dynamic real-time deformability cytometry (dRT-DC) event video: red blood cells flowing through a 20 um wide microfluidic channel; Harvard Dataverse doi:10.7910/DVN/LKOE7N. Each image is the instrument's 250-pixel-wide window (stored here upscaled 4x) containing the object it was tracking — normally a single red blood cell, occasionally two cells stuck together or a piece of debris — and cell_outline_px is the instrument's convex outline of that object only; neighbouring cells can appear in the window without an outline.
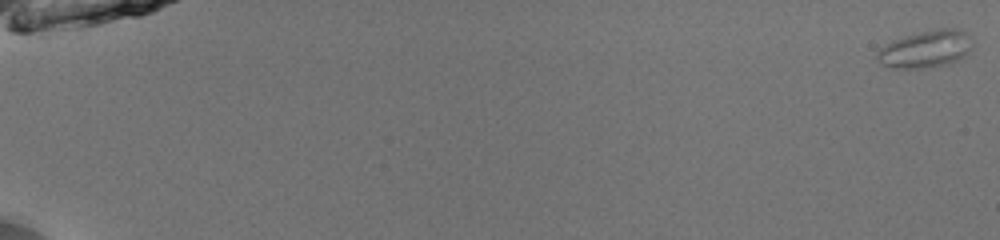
{"species": "common noctule bat (a hibernating species)", "species_latin": "Nyctalus noctula", "temperature_condition": "room temperature", "stored_images_in_passage": 54, "camera_frame_rate_fps": 3000, "um_per_image_px": 0.085, "animal": {"sex": "male", "body_mass_g": 13.0, "forearm_length_mm": 53.1}, "frame": {"image": 1, "passage_image": 1, "time_ms": 0.0, "image_size_px": [1000, 240], "cell_outline_px": [[972, 48], [964, 56], [956, 60], [924, 68], [892, 68], [880, 64], [876, 60], [876, 52], [880, 48], [892, 40], [904, 36], [940, 28], [960, 28], [972, 40]], "centroid_in_image_um": [78.64, 4.16], "position_along_channel_um": 6.4, "area_um2": 20.52}}
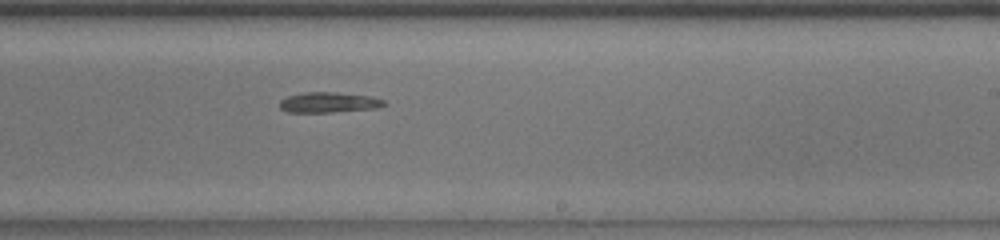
{"frame": {"image": 2, "passage_image": 36, "time_ms": 11.667, "image_size_px": [1000, 240], "cell_outline_px": [[388, 104], [376, 108], [332, 112], [288, 112], [280, 108], [280, 100], [288, 96], [304, 92], [336, 92], [372, 96], [384, 100]], "centroid_in_image_um": [27.97, 8.7], "position_along_channel_um": 261.0, "area_um2": 12.43}}
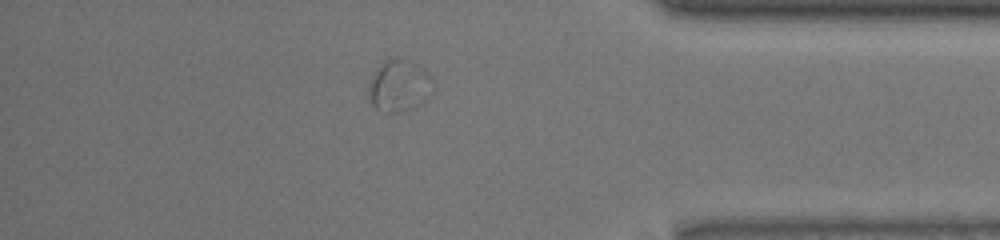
{"frame": {"image": 3, "passage_image": 48, "time_ms": 15.667, "image_size_px": [1000, 240], "cell_outline_px": [[436, 88], [432, 96], [416, 108], [396, 112], [388, 112], [376, 108], [372, 104], [368, 96], [368, 84], [376, 68], [384, 60], [396, 56], [400, 56], [424, 68], [428, 72]], "centroid_in_image_um": [33.97, 7.27], "position_along_channel_um": 401.2, "area_um2": 20.17}, "authors_computed_cell_mechanics": {"area_um2": 14.4789, "velocity_mm_per_s": 3.9355, "shape_relaxation_time_tau1_ms": 4.2475, "shape_relaxation_time_tau2_ms": 3.8503, "deformation_change_tau1": 0.1305, "deformation_change_tau2": 0.0463}}